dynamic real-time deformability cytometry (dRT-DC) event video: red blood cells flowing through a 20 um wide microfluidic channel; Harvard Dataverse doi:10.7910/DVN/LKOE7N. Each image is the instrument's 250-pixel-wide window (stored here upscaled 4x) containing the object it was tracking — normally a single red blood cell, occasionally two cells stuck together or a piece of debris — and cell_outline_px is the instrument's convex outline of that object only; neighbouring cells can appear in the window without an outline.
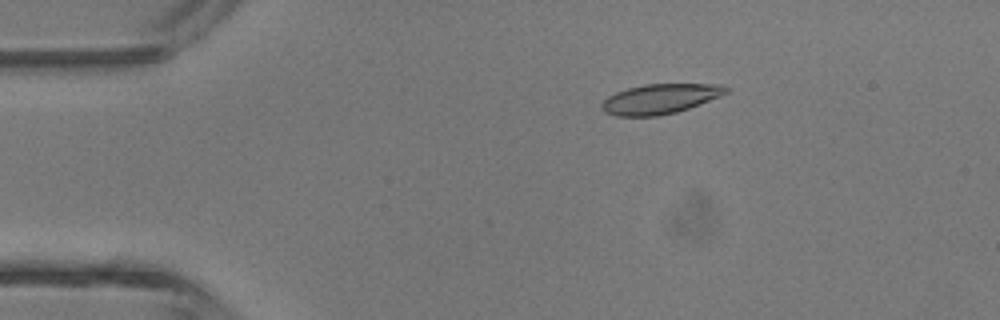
{"species": "common noctule bat (a hibernating species)", "species_latin": "Nyctalus noctula", "temperature_condition": "room temperature", "stored_images_in_passage": 2, "camera_frame_rate_fps": 3000, "um_per_image_px": 0.085, "animal": {"sex": "male", "body_mass_g": 13.3}, "frame": {"image": 1, "passage_image": 1, "time_ms": 0.0, "image_size_px": [1000, 320], "cell_outline_px": [[728, 92], [720, 96], [700, 104], [676, 112], [656, 116], [616, 116], [604, 112], [600, 108], [600, 104], [608, 96], [616, 92], [628, 88], [644, 84], [724, 84], [728, 88]], "centroid_in_image_um": [56.09, 8.4], "position_along_channel_um": 28.9, "area_um2": 21.68}}